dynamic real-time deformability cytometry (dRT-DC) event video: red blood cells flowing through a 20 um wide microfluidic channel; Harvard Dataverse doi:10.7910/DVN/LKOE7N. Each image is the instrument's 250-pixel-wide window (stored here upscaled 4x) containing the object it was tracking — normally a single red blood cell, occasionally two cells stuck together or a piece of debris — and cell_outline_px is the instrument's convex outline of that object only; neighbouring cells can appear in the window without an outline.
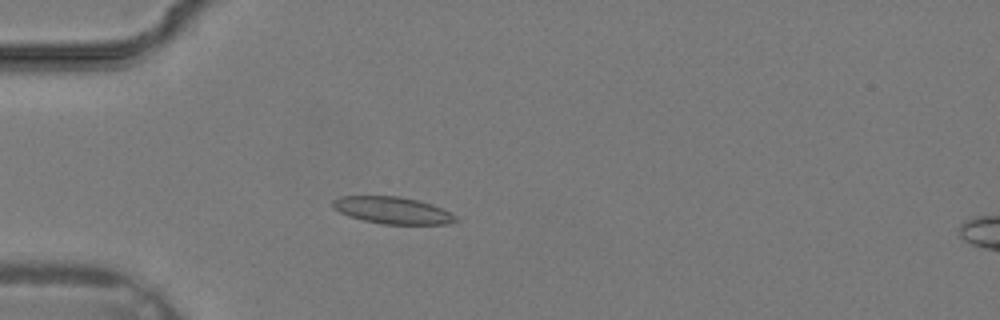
{"species": "common noctule bat (a hibernating species)", "species_latin": "Nyctalus noctula", "temperature_condition": "warm", "stored_images_in_passage": 36, "camera_frame_rate_fps": 3000, "um_per_image_px": 0.085, "animal": {"sex": "male", "body_mass_g": 19.2, "forearm_length_mm": 51.8}, "frame": {"image": 1, "passage_image": 11, "time_ms": 3.333, "image_size_px": [1000, 320], "cell_outline_px": [[460, 220], [448, 224], [384, 224], [364, 220], [348, 216], [332, 208], [332, 200], [340, 196], [400, 196], [432, 204], [456, 216]], "centroid_in_image_um": [33.34, 17.87], "position_along_channel_um": 51.7, "area_um2": 19.25}}
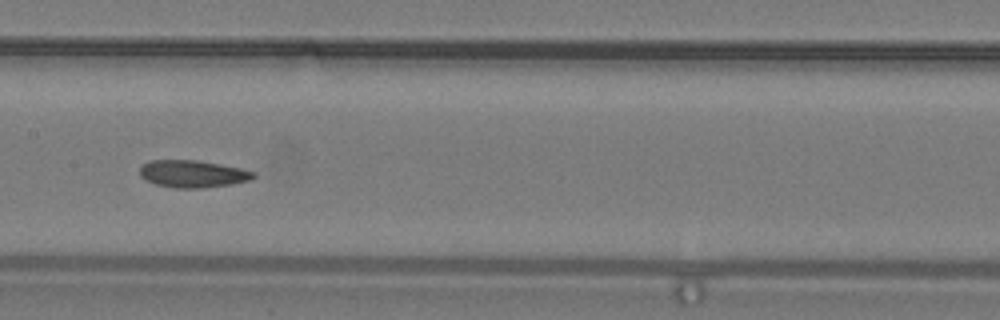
{"frame": {"image": 2, "passage_image": 19, "time_ms": 6.0, "image_size_px": [1000, 320], "cell_outline_px": [[256, 176], [252, 180], [232, 184], [200, 188], [172, 188], [156, 184], [140, 176], [140, 168], [148, 160], [196, 160], [220, 164], [240, 168], [256, 172]], "centroid_in_image_um": [16.41, 14.78], "position_along_channel_um": 191.0, "area_um2": 18.09}}
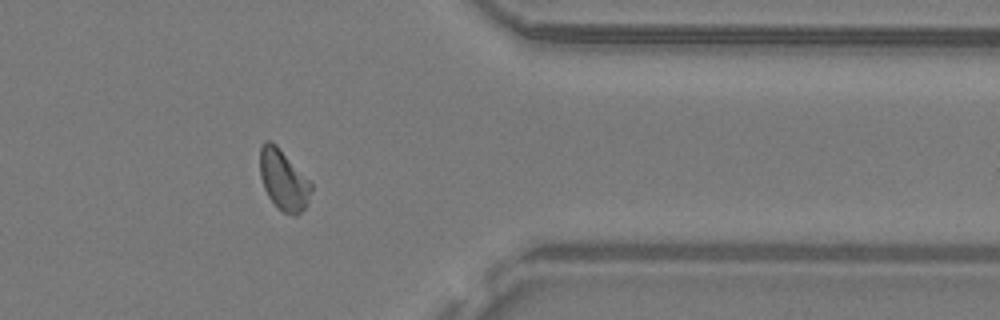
{"frame": {"image": 3, "passage_image": 30, "time_ms": 9.667, "image_size_px": [1000, 320], "cell_outline_px": [[312, 188], [308, 204], [296, 216], [284, 212], [268, 196], [264, 188], [260, 176], [260, 144], [264, 140], [272, 140], [276, 144], [312, 184]], "centroid_in_image_um": [24.08, 15.26], "position_along_channel_um": 387.3, "area_um2": 17.86}}